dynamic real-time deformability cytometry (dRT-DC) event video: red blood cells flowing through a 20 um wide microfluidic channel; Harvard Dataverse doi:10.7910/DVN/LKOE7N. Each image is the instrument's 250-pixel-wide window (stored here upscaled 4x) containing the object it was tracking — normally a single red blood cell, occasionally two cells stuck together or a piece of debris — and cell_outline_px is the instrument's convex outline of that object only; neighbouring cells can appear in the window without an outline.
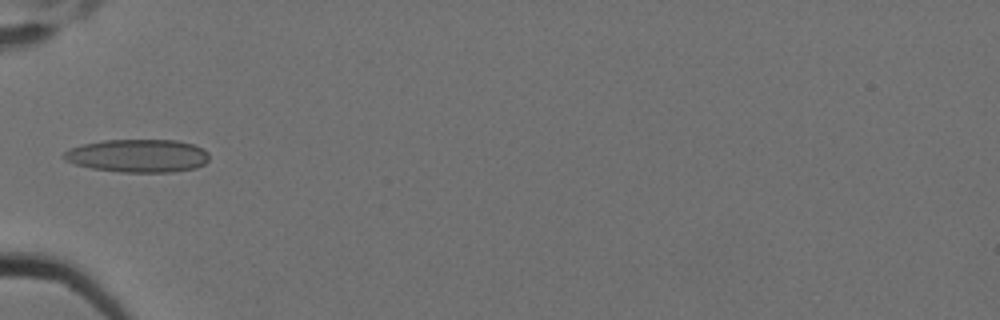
{"species": "Egyptian fruit bat (a non-hibernating species)", "species_latin": "Rousettus aegyptiacus", "temperature_condition": "cold", "stored_images_in_passage": 6, "camera_frame_rate_fps": 3000, "um_per_image_px": 0.085, "animal": {"sex": "female"}, "frame": {"image": 1, "passage_image": 3, "time_ms": 0.667, "image_size_px": [1000, 320], "cell_outline_px": [[208, 160], [204, 164], [196, 168], [172, 172], [120, 172], [92, 168], [76, 164], [64, 160], [60, 156], [68, 148], [84, 144], [104, 140], [176, 140], [192, 144], [208, 152]], "centroid_in_image_um": [11.69, 13.24], "position_along_channel_um": 73.3, "area_um2": 28.03}}
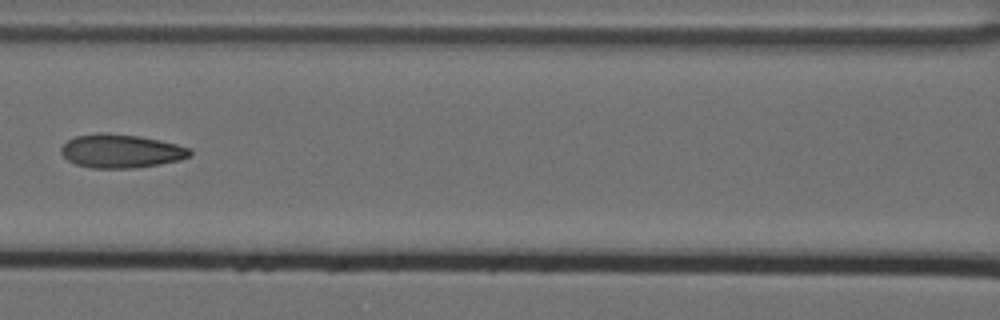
{"frame": {"image": 2, "passage_image": 5, "time_ms": 1.333, "image_size_px": [1000, 320], "cell_outline_px": [[192, 156], [180, 160], [160, 164], [132, 168], [92, 168], [76, 164], [68, 160], [60, 152], [60, 148], [68, 140], [76, 136], [100, 132], [104, 132], [140, 136], [160, 140], [192, 148]], "centroid_in_image_um": [10.31, 12.83], "position_along_channel_um": 156.3, "area_um2": 25.37}}
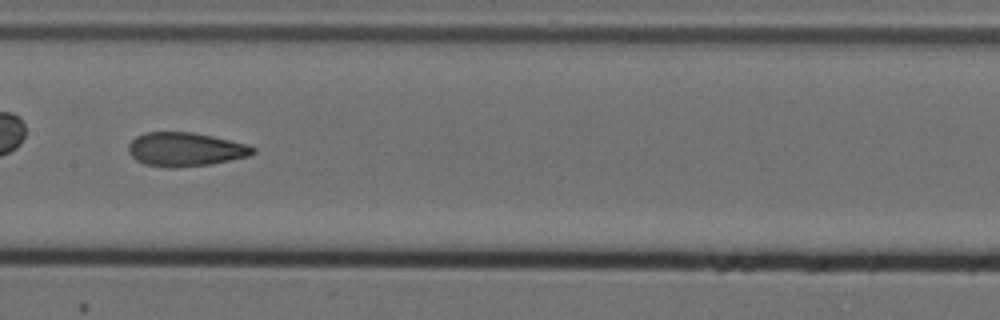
{"frame": {"image": 3, "passage_image": 6, "time_ms": 1.667, "image_size_px": [1000, 320], "cell_outline_px": [[256, 152], [248, 156], [212, 164], [176, 168], [168, 168], [144, 164], [136, 160], [128, 152], [128, 144], [136, 136], [144, 132], [192, 132], [212, 136], [248, 144], [256, 148]], "centroid_in_image_um": [15.74, 12.7], "position_along_channel_um": 191.7, "area_um2": 24.74}}